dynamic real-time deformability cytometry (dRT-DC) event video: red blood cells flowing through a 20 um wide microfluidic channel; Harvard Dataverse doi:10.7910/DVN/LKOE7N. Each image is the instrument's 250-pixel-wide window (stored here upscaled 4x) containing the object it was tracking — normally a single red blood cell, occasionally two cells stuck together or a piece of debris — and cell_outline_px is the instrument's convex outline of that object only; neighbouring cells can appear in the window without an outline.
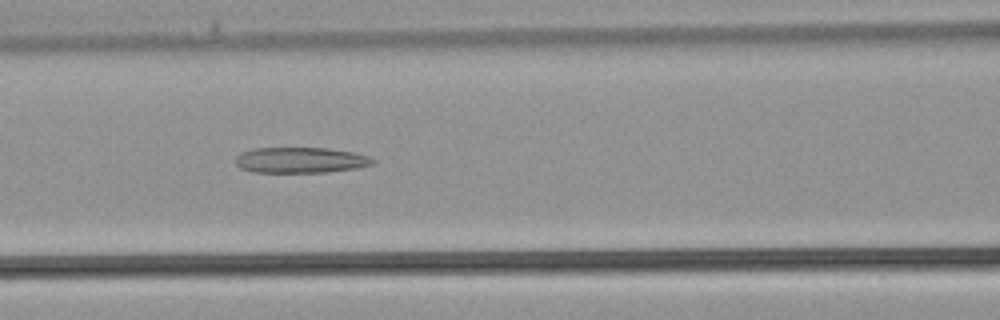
{"species": "common noctule bat (a hibernating species)", "species_latin": "Nyctalus noctula", "temperature_condition": "warm", "stored_images_in_passage": 23, "camera_frame_rate_fps": 3000, "um_per_image_px": 0.085, "animal": {"sex": "male", "body_mass_g": 21.5, "forearm_length_mm": 52.0}, "frame": {"image": 1, "passage_image": 8, "time_ms": 2.333, "image_size_px": [1000, 320], "cell_outline_px": [[376, 160], [372, 164], [356, 168], [328, 172], [252, 172], [240, 168], [236, 164], [236, 156], [244, 152], [256, 148], [328, 148], [352, 152], [368, 156]], "centroid_in_image_um": [25.55, 13.61], "position_along_channel_um": 141.1, "area_um2": 20.4}}
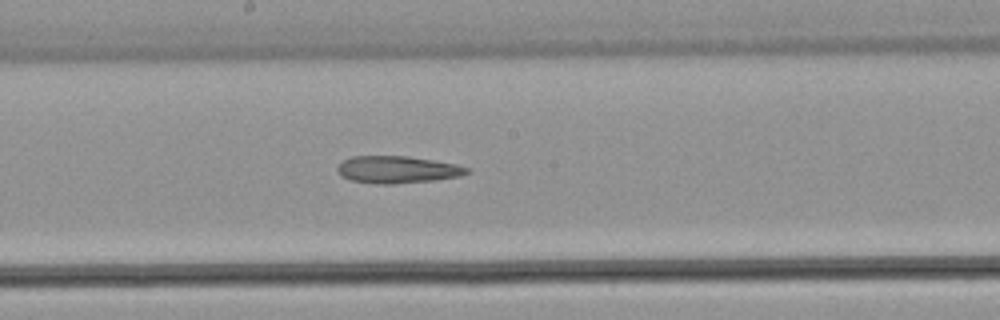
{"frame": {"image": 2, "passage_image": 12, "time_ms": 3.667, "image_size_px": [1000, 320], "cell_outline_px": [[472, 172], [460, 176], [436, 180], [392, 184], [376, 184], [348, 180], [340, 176], [336, 168], [344, 160], [352, 156], [408, 156], [456, 164], [468, 168]], "centroid_in_image_um": [33.76, 14.42], "position_along_channel_um": 214.4, "area_um2": 20.63}}
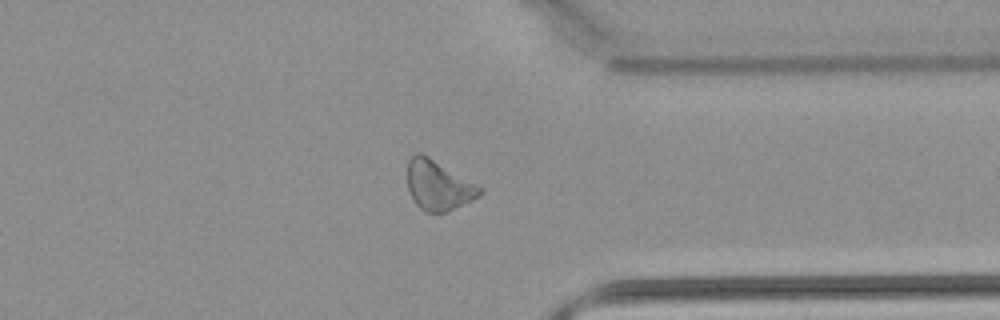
{"frame": {"image": 3, "passage_image": 21, "time_ms": 6.667, "image_size_px": [1000, 320], "cell_outline_px": [[484, 192], [472, 200], [448, 212], [424, 212], [416, 204], [408, 188], [408, 160], [416, 152], [420, 152], [428, 156], [484, 188]], "centroid_in_image_um": [37.28, 15.76], "position_along_channel_um": 374.1, "area_um2": 20.92}}